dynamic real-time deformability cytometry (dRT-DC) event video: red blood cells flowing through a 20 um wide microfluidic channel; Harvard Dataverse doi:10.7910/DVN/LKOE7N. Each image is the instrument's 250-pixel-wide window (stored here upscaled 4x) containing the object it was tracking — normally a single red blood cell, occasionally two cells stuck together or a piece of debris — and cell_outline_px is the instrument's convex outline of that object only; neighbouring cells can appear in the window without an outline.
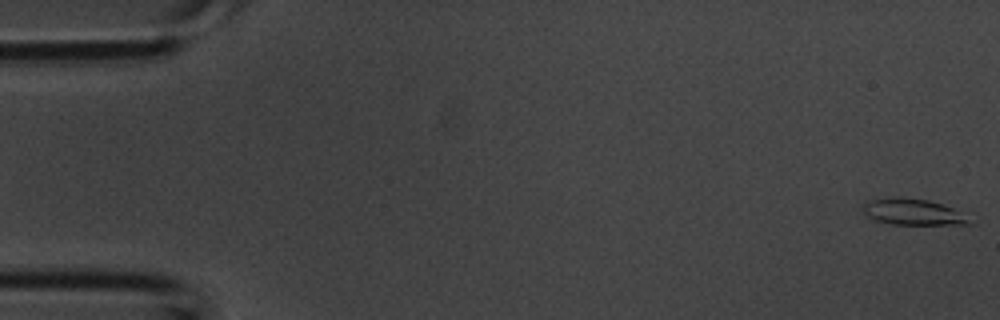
{"species": "common noctule bat (a hibernating species)", "species_latin": "Nyctalus noctula", "temperature_condition": "room temperature", "stored_images_in_passage": 38, "camera_frame_rate_fps": 3000, "um_per_image_px": 0.085, "animal": {"sex": "male", "body_mass_g": 20.1, "forearm_length_mm": 53.5}, "frame": {"image": 1, "passage_image": 1, "time_ms": 0.0, "image_size_px": [1000, 320], "cell_outline_px": [[968, 224], [892, 224], [876, 220], [868, 216], [864, 212], [864, 204], [872, 200], [896, 196], [928, 200], [952, 208]], "centroid_in_image_um": [77.45, 18.0], "position_along_channel_um": 7.5, "area_um2": 15.32}}
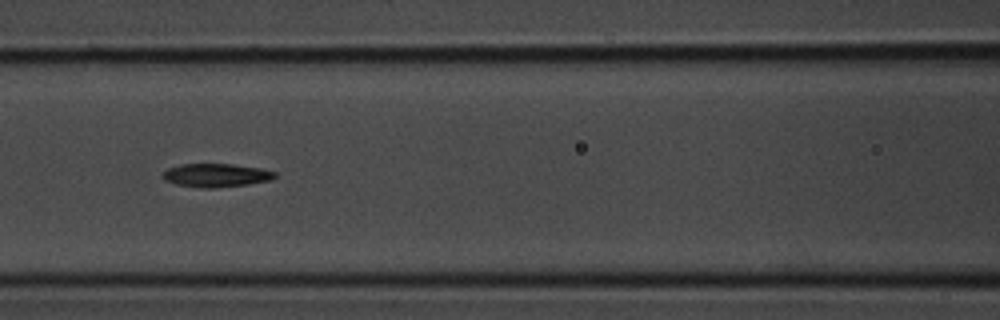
{"frame": {"image": 2, "passage_image": 18, "time_ms": 5.667, "image_size_px": [1000, 320], "cell_outline_px": [[276, 176], [272, 180], [248, 184], [216, 188], [200, 188], [176, 184], [164, 180], [160, 176], [168, 168], [180, 164], [232, 164], [260, 168], [276, 172]], "centroid_in_image_um": [18.35, 14.9], "position_along_channel_um": 148.2, "area_um2": 15.43}}
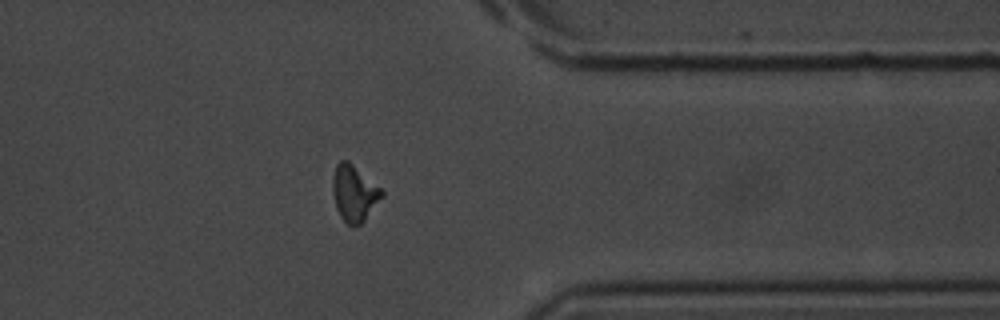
{"frame": {"image": 3, "passage_image": 33, "time_ms": 10.667, "image_size_px": [1000, 320], "cell_outline_px": [[384, 196], [364, 220], [360, 224], [348, 224], [340, 216], [336, 208], [332, 192], [332, 180], [336, 164], [340, 160], [348, 160], [380, 188], [384, 192]], "centroid_in_image_um": [30.09, 16.4], "position_along_channel_um": 381.3, "area_um2": 15.9}}